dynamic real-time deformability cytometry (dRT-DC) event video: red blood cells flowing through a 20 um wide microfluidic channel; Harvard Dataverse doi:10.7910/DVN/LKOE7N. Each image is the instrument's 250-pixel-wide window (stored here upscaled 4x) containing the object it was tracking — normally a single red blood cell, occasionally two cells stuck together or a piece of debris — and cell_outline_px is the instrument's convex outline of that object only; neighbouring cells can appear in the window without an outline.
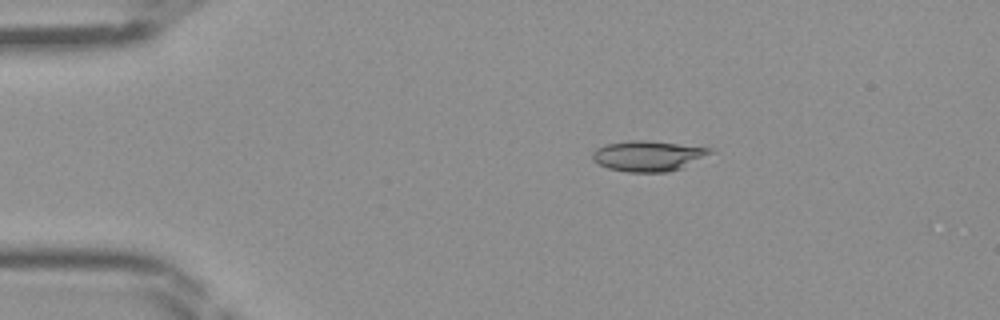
{"species": "Egyptian fruit bat (a non-hibernating species)", "species_latin": "Rousettus aegyptiacus", "temperature_condition": "room temperature", "stored_images_in_passage": 36, "camera_frame_rate_fps": 3000, "um_per_image_px": 0.085, "frame": {"image": 1, "passage_image": 2, "time_ms": 0.333, "image_size_px": [1000, 320], "cell_outline_px": [[716, 152], [680, 168], [668, 172], [628, 172], [608, 168], [592, 160], [592, 152], [596, 148], [604, 144], [632, 140], [644, 140], [708, 148]], "centroid_in_image_um": [55.05, 13.25], "position_along_channel_um": 30.0, "area_um2": 20.69}}
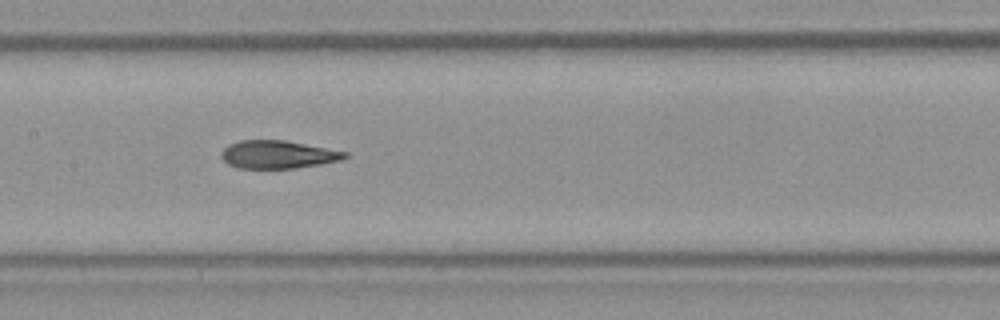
{"frame": {"image": 2, "passage_image": 16, "time_ms": 5.0, "image_size_px": [1000, 320], "cell_outline_px": [[348, 156], [340, 160], [320, 164], [296, 168], [236, 168], [228, 164], [220, 156], [220, 152], [228, 144], [240, 140], [284, 140], [348, 152]], "centroid_in_image_um": [23.58, 13.13], "position_along_channel_um": 183.8, "area_um2": 20.11}}
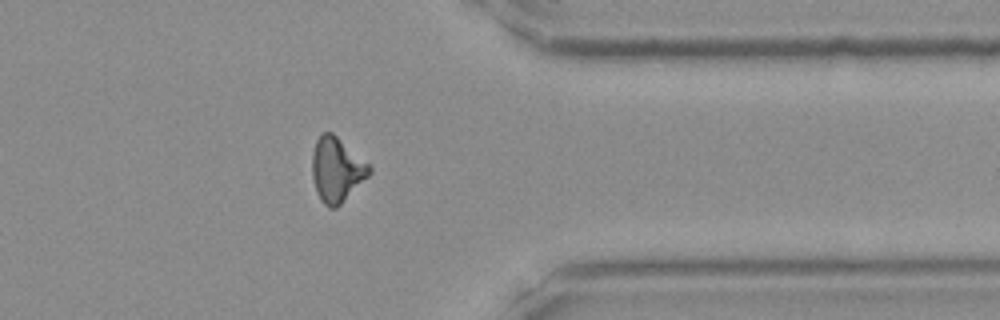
{"frame": {"image": 3, "passage_image": 30, "time_ms": 9.667, "image_size_px": [1000, 320], "cell_outline_px": [[372, 172], [336, 208], [328, 208], [320, 200], [316, 192], [312, 176], [312, 152], [316, 140], [320, 132], [332, 132], [368, 164], [372, 168]], "centroid_in_image_um": [28.58, 14.42], "position_along_channel_um": 382.8, "area_um2": 21.33}}